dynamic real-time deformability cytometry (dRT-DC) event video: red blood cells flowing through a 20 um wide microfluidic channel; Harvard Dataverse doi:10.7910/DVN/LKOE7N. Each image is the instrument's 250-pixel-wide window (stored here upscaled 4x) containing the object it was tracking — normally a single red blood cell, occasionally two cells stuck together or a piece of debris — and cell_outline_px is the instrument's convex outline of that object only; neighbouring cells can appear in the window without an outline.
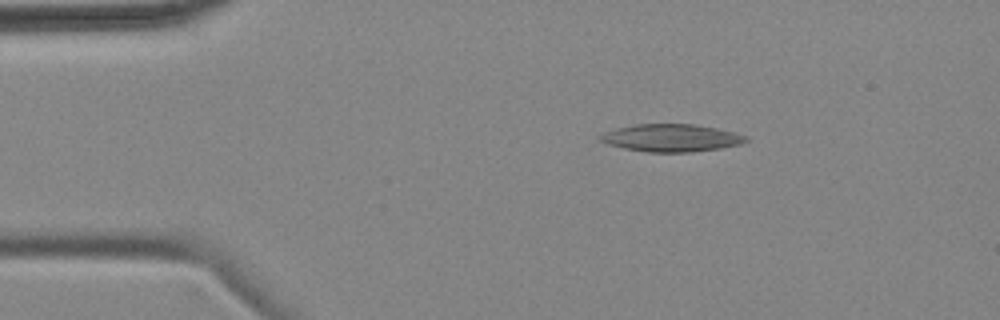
{"species": "common noctule bat (a hibernating species)", "species_latin": "Nyctalus noctula", "temperature_condition": "cold", "stored_images_in_passage": 4, "camera_frame_rate_fps": 3000, "um_per_image_px": 0.085, "animal": {"sex": "female", "body_mass_g": 18.4}, "frame": {"image": 1, "passage_image": 3, "time_ms": 2.667, "image_size_px": [1000, 320], "cell_outline_px": [[748, 140], [740, 144], [720, 148], [688, 152], [648, 152], [624, 148], [608, 144], [600, 140], [596, 136], [604, 132], [616, 128], [636, 124], [692, 124], [716, 128], [748, 136]], "centroid_in_image_um": [57.02, 11.72], "position_along_channel_um": 28.0, "area_um2": 23.24}}